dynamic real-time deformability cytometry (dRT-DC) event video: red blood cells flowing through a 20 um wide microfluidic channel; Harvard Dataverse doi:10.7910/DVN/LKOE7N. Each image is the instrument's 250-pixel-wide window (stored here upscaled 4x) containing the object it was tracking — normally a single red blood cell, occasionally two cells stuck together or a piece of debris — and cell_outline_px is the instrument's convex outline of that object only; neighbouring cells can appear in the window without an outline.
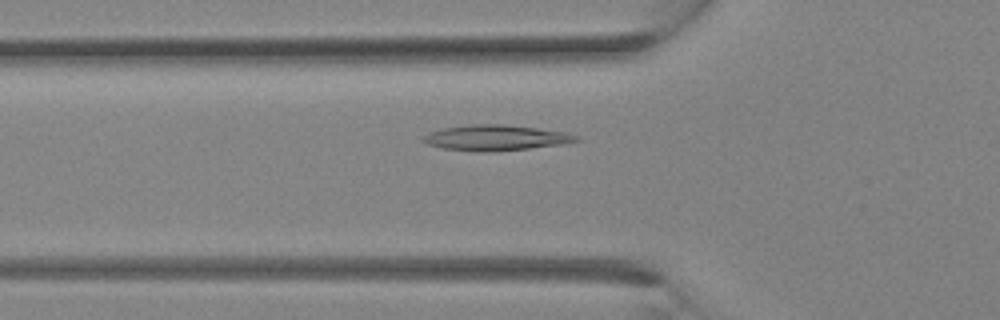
{"species": "Egyptian fruit bat (a non-hibernating species)", "species_latin": "Rousettus aegyptiacus", "temperature_condition": "room temperature", "stored_images_in_passage": 4, "camera_frame_rate_fps": 3000, "um_per_image_px": 0.085, "animal": {"sex": "female"}, "frame": {"image": 1, "passage_image": 4, "time_ms": 3.333, "image_size_px": [1000, 320], "cell_outline_px": [[580, 140], [564, 144], [528, 148], [484, 152], [480, 152], [444, 148], [428, 144], [420, 140], [424, 136], [432, 132], [444, 128], [472, 124], [500, 124], [536, 128], [564, 132], [580, 136]], "centroid_in_image_um": [42.16, 11.71], "position_along_channel_um": 83.6, "area_um2": 22.43}}